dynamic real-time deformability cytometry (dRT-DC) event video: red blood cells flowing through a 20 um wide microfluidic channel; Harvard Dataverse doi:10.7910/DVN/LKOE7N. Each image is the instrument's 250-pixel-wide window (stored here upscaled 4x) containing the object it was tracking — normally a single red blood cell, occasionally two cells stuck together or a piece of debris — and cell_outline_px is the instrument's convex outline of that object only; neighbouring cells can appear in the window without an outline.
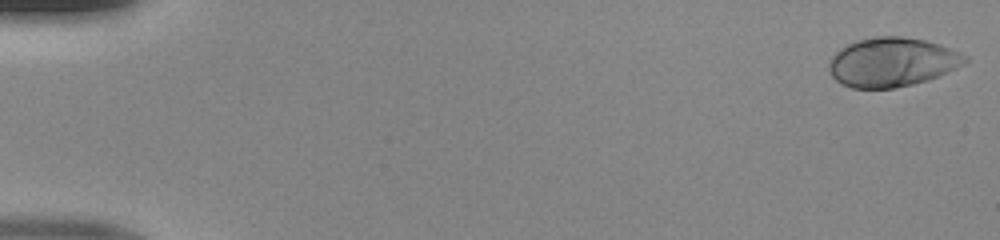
{"species": "human", "species_latin": "Homo sapiens", "temperature_condition": "room temperature", "stored_images_in_passage": 49, "camera_frame_rate_fps": 3000, "um_per_image_px": 0.085, "donor": {"sex": "male"}, "frame": {"image": 1, "passage_image": 1, "time_ms": 0.0, "image_size_px": [1000, 240], "cell_outline_px": [[968, 60], [928, 80], [912, 84], [892, 88], [852, 88], [840, 84], [828, 72], [828, 64], [832, 56], [840, 48], [856, 40], [876, 36], [900, 36], [924, 40], [940, 44], [968, 56]], "centroid_in_image_um": [75.75, 5.27], "position_along_channel_um": 9.2, "area_um2": 38.67}}
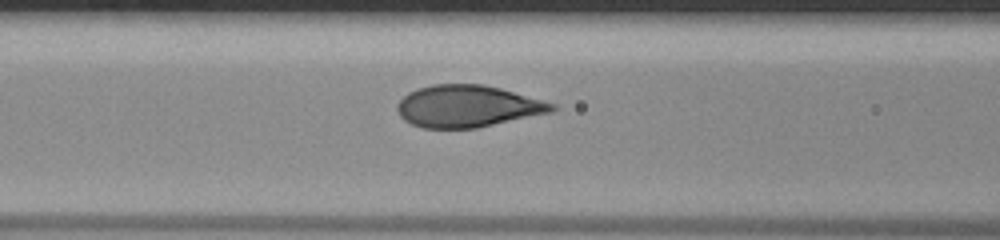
{"frame": {"image": 2, "passage_image": 21, "time_ms": 6.667, "image_size_px": [1000, 240], "cell_outline_px": [[560, 108], [552, 112], [476, 128], [424, 128], [412, 124], [404, 120], [400, 116], [396, 108], [396, 104], [408, 92], [416, 88], [432, 84], [484, 84], [500, 88], [556, 104]], "centroid_in_image_um": [39.74, 9.02], "position_along_channel_um": 126.9, "area_um2": 37.92}}
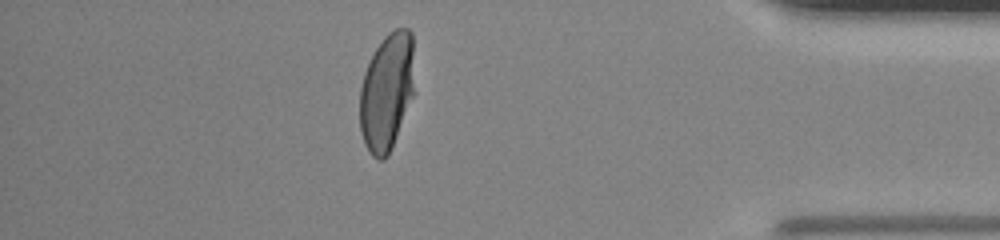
{"frame": {"image": 3, "passage_image": 43, "time_ms": 14.0, "image_size_px": [1000, 240], "cell_outline_px": [[412, 96], [392, 148], [388, 156], [384, 160], [380, 160], [372, 156], [368, 152], [364, 144], [360, 132], [360, 88], [364, 72], [376, 48], [384, 36], [388, 32], [396, 28], [408, 28], [412, 32]], "centroid_in_image_um": [32.84, 7.83], "position_along_channel_um": 402.4, "area_um2": 37.11}}